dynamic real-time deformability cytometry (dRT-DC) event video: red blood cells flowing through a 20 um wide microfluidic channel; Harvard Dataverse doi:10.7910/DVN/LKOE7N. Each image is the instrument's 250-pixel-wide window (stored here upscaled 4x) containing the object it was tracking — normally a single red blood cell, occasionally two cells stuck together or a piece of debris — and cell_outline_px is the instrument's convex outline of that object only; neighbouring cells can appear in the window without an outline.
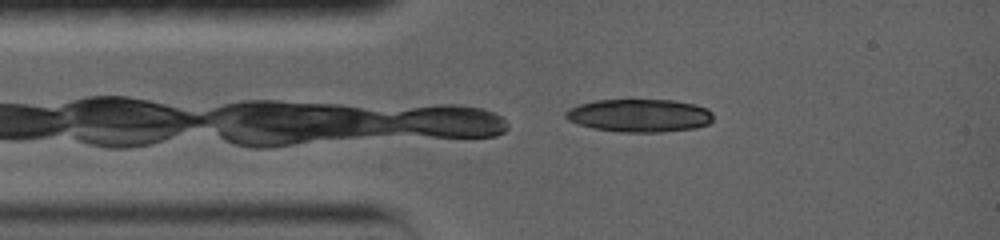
{"species": "common noctule bat (a hibernating species)", "species_latin": "Nyctalus noctula", "temperature_condition": "warm", "stored_images_in_passage": 3, "camera_frame_rate_fps": 5000, "um_per_image_px": 0.085, "animal": {"sex": "female", "body_mass_g": 19.0, "forearm_length_mm": 56.7}, "frame": {"image": 1, "passage_image": 2, "time_ms": 0.2, "image_size_px": [1000, 240], "cell_outline_px": [[712, 120], [708, 124], [696, 128], [660, 132], [620, 132], [592, 128], [576, 124], [568, 120], [564, 116], [564, 112], [568, 108], [580, 104], [596, 100], [672, 100], [692, 104], [708, 108], [712, 112]], "centroid_in_image_um": [54.32, 9.82], "position_along_channel_um": 30.7, "area_um2": 28.5}}